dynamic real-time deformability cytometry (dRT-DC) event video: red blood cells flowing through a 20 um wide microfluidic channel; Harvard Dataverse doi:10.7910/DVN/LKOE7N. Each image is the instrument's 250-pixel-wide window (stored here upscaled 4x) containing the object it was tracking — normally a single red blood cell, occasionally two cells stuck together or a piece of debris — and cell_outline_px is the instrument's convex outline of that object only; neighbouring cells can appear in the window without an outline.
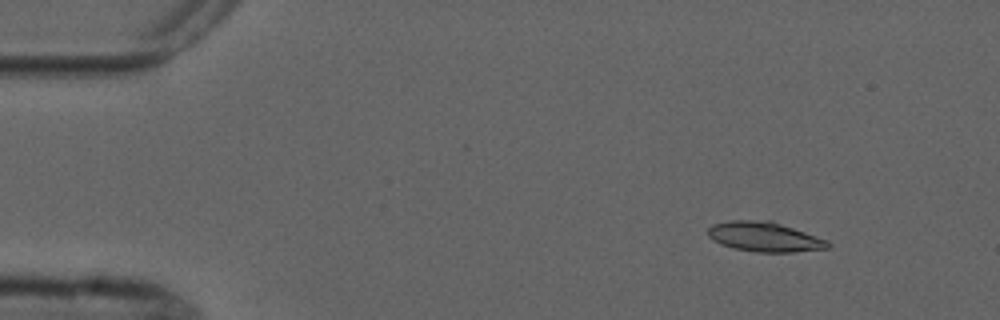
{"species": "common noctule bat (a hibernating species)", "species_latin": "Nyctalus noctula", "temperature_condition": "cold", "stored_images_in_passage": 4, "camera_frame_rate_fps": 3000, "um_per_image_px": 0.085, "animal": {"sex": "male", "forearm_length_mm": 52.5}, "frame": {"image": 1, "passage_image": 2, "time_ms": 1.0, "image_size_px": [1000, 320], "cell_outline_px": [[832, 244], [828, 248], [792, 252], [756, 252], [732, 248], [720, 244], [712, 240], [708, 236], [708, 228], [712, 224], [728, 220], [772, 220], [828, 240]], "centroid_in_image_um": [64.97, 20.12], "position_along_channel_um": 20.0, "area_um2": 21.04}}